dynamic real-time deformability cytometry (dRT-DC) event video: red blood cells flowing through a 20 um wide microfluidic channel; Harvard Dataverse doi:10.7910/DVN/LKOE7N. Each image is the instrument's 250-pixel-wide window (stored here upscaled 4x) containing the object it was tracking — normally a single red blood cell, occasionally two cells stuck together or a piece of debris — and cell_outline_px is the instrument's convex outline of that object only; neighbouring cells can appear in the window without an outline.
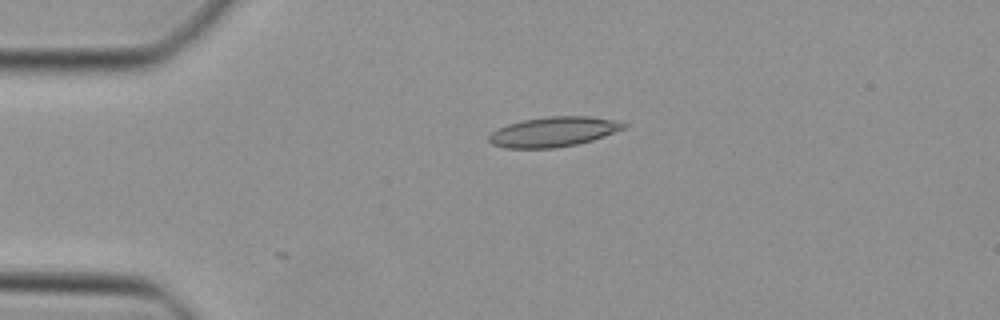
{"species": "Egyptian fruit bat (a non-hibernating species)", "species_latin": "Rousettus aegyptiacus", "temperature_condition": "cold", "stored_images_in_passage": 4, "camera_frame_rate_fps": 3000, "um_per_image_px": 0.085, "animal": {"sex": "female"}, "frame": {"image": 1, "passage_image": 1, "time_ms": 0.0, "image_size_px": [1000, 320], "cell_outline_px": [[628, 124], [624, 128], [604, 136], [592, 140], [576, 144], [556, 148], [504, 148], [492, 144], [488, 140], [488, 136], [492, 132], [508, 124], [524, 120], [548, 116], [588, 116], [616, 120]], "centroid_in_image_um": [47.04, 11.2], "position_along_channel_um": 38.0, "area_um2": 23.35}}